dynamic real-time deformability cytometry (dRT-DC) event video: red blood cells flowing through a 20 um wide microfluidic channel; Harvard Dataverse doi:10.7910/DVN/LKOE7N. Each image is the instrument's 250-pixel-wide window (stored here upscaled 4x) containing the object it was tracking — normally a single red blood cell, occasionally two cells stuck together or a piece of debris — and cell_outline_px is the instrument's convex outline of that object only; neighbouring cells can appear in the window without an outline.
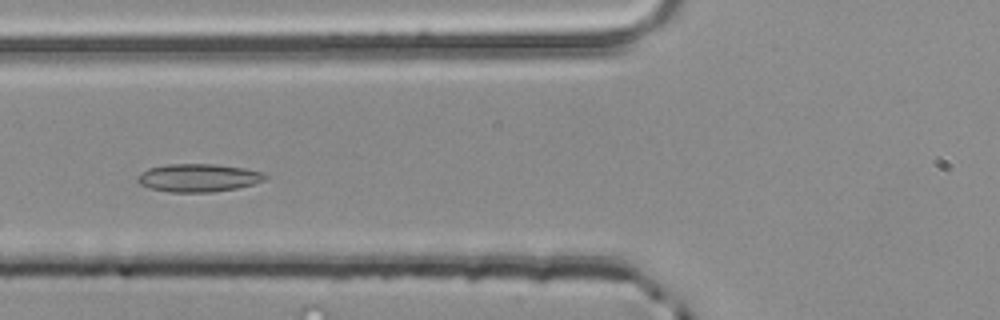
{"species": "common noctule bat (a hibernating species)", "species_latin": "Nyctalus noctula", "temperature_condition": "room temperature", "stored_images_in_passage": 50, "camera_frame_rate_fps": 3000, "um_per_image_px": 0.085, "animal": {"sex": "male", "body_mass_g": 20.4}, "frame": {"image": 1, "passage_image": 17, "time_ms": 5.333, "image_size_px": [1000, 320], "cell_outline_px": [[268, 176], [264, 180], [252, 184], [236, 188], [212, 192], [168, 192], [152, 188], [140, 184], [136, 180], [140, 172], [148, 168], [168, 164], [212, 164], [244, 168], [264, 172]], "centroid_in_image_um": [16.85, 15.11], "position_along_channel_um": 108.9, "area_um2": 20.75}}
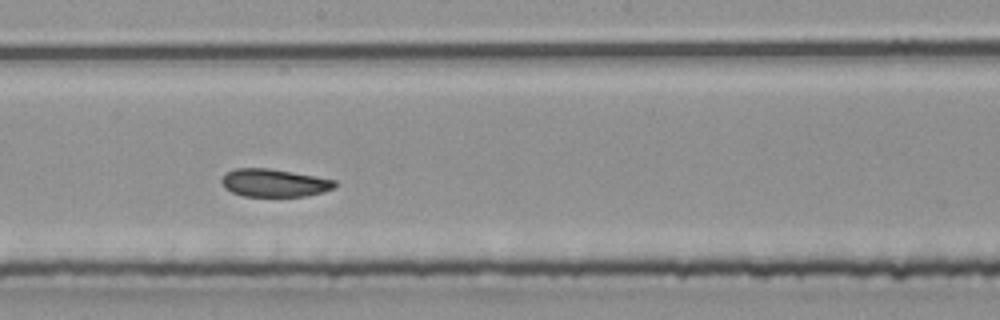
{"frame": {"image": 2, "passage_image": 26, "time_ms": 8.333, "image_size_px": [1000, 320], "cell_outline_px": [[336, 184], [332, 188], [324, 192], [304, 196], [244, 196], [232, 192], [224, 188], [220, 184], [220, 180], [224, 172], [232, 168], [268, 168], [292, 172], [336, 180]], "centroid_in_image_um": [23.23, 15.53], "position_along_channel_um": 225.0, "area_um2": 18.5}}
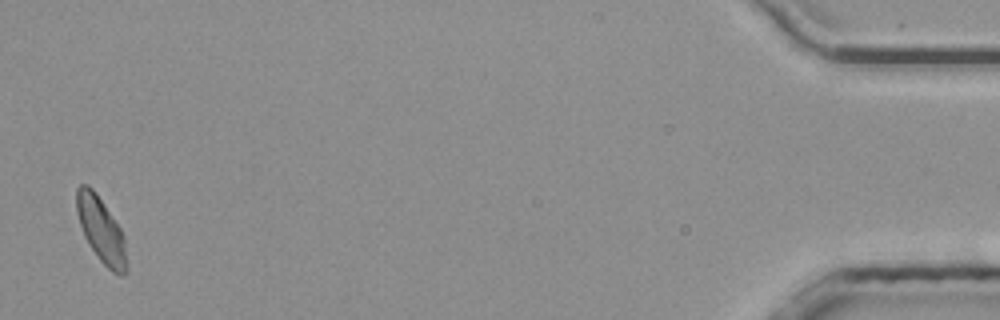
{"frame": {"image": 3, "passage_image": 49, "time_ms": 16.0, "image_size_px": [1000, 320], "cell_outline_px": [[128, 268], [120, 276], [112, 272], [96, 256], [88, 244], [84, 236], [76, 212], [76, 188], [80, 184], [88, 184], [96, 192], [120, 228], [124, 236]], "centroid_in_image_um": [8.58, 19.54], "position_along_channel_um": 426.6, "area_um2": 19.13}, "authors_computed_cell_mechanics": {"area_um2": 19.2185, "velocity_mm_per_s": 3.8651, "shape_relaxation_time_tau1_ms": null, "shape_relaxation_time_tau2_ms": 3.0114, "deformation_change_tau1": null, "deformation_change_tau2": 0.0696}}